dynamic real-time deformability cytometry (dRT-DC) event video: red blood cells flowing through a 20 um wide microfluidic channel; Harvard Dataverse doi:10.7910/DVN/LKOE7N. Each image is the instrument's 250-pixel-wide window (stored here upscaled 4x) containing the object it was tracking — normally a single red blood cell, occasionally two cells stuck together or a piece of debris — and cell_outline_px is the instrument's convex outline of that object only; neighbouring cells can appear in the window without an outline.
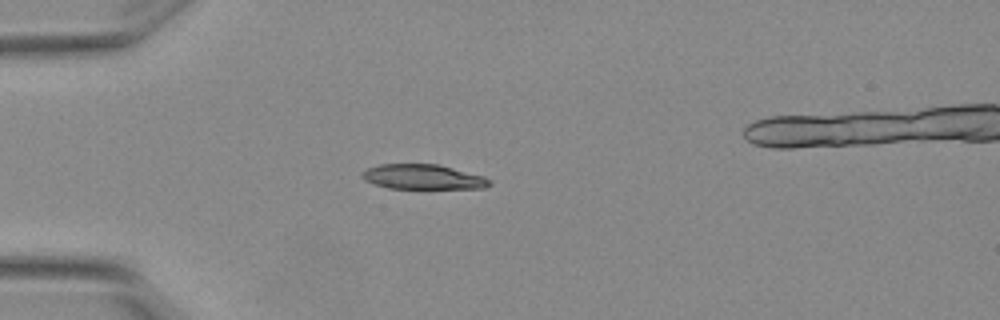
{"species": "Egyptian fruit bat (a non-hibernating species)", "species_latin": "Rousettus aegyptiacus", "temperature_condition": "warm", "stored_images_in_passage": 5, "camera_frame_rate_fps": 3000, "um_per_image_px": 0.085, "animal": {"sex": "female"}, "frame": {"image": 1, "passage_image": 4, "time_ms": 1.0, "image_size_px": [1000, 320], "cell_outline_px": [[492, 184], [484, 188], [388, 188], [364, 180], [360, 176], [368, 168], [380, 164], [436, 164], [484, 176], [492, 180]], "centroid_in_image_um": [35.97, 15.04], "position_along_channel_um": 49.0, "area_um2": 18.26}}